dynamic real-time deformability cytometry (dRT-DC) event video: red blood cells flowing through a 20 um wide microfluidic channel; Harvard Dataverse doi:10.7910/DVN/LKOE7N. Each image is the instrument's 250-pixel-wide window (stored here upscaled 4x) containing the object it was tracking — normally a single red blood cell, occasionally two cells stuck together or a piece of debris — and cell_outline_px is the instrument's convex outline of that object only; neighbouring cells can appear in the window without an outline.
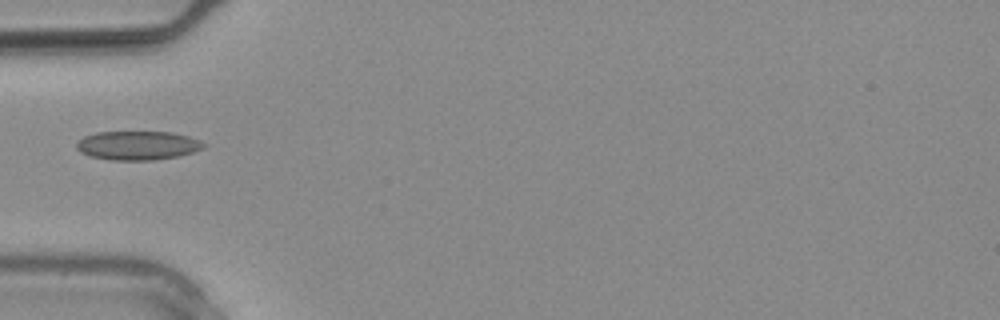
{"species": "common noctule bat (a hibernating species)", "species_latin": "Nyctalus noctula", "temperature_condition": "warm", "stored_images_in_passage": 2, "camera_frame_rate_fps": 3000, "um_per_image_px": 0.085, "animal": {"sex": "male", "body_mass_g": 20.4}, "frame": {"image": 1, "passage_image": 1, "time_ms": 0.0, "image_size_px": [1000, 320], "cell_outline_px": [[208, 144], [204, 148], [192, 152], [176, 156], [152, 160], [112, 160], [88, 156], [80, 152], [76, 148], [76, 144], [84, 136], [96, 132], [172, 132], [188, 136], [200, 140]], "centroid_in_image_um": [11.7, 12.36], "position_along_channel_um": 73.3, "area_um2": 21.44}}